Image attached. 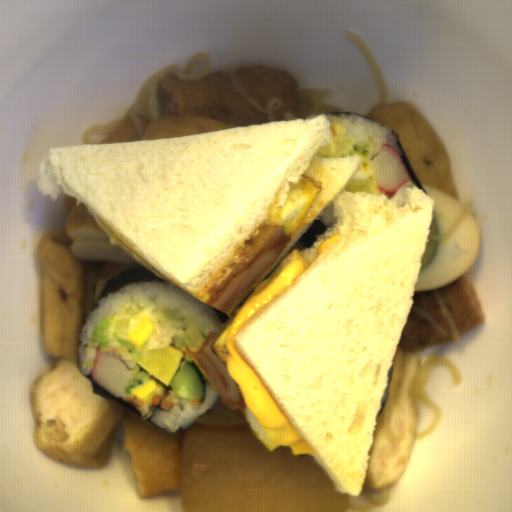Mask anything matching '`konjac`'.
I'll use <instances>...</instances> for the list:
<instances>
[{"label": "konjac", "instance_id": "konjac-1", "mask_svg": "<svg viewBox=\"0 0 512 512\" xmlns=\"http://www.w3.org/2000/svg\"><path fill=\"white\" fill-rule=\"evenodd\" d=\"M174 73L181 79L198 80L211 74V63L206 56L193 55L185 68L178 65H168L150 74L138 90L130 109L122 116L96 128H88L83 132L82 140L85 144H104L109 135L124 120L133 115H144L146 120H157L168 115L160 100V86L165 78Z\"/></svg>", "mask_w": 512, "mask_h": 512}, {"label": "konjac", "instance_id": "konjac-2", "mask_svg": "<svg viewBox=\"0 0 512 512\" xmlns=\"http://www.w3.org/2000/svg\"><path fill=\"white\" fill-rule=\"evenodd\" d=\"M436 369H447L453 373V381L456 387L462 381L461 375L452 361L441 355H429L417 363L415 381L419 403L428 406L432 413L430 426L422 433H415L414 440L425 439L436 431L442 423V415L437 402L433 401L426 394V388L430 378Z\"/></svg>", "mask_w": 512, "mask_h": 512}, {"label": "konjac", "instance_id": "konjac-4", "mask_svg": "<svg viewBox=\"0 0 512 512\" xmlns=\"http://www.w3.org/2000/svg\"><path fill=\"white\" fill-rule=\"evenodd\" d=\"M341 32L346 41H348L351 44L356 46L360 55L365 60V62L368 64V66L370 67L374 76L376 77V79L378 81V104L383 103V102H388V90H387L386 79L382 73V70H381L378 62L375 60V58L369 52V50L364 46V44L355 35L347 32V31H341Z\"/></svg>", "mask_w": 512, "mask_h": 512}, {"label": "konjac", "instance_id": "konjac-3", "mask_svg": "<svg viewBox=\"0 0 512 512\" xmlns=\"http://www.w3.org/2000/svg\"><path fill=\"white\" fill-rule=\"evenodd\" d=\"M329 99L330 91L327 89L301 91L296 87L297 109L292 119L331 114Z\"/></svg>", "mask_w": 512, "mask_h": 512}]
</instances>
